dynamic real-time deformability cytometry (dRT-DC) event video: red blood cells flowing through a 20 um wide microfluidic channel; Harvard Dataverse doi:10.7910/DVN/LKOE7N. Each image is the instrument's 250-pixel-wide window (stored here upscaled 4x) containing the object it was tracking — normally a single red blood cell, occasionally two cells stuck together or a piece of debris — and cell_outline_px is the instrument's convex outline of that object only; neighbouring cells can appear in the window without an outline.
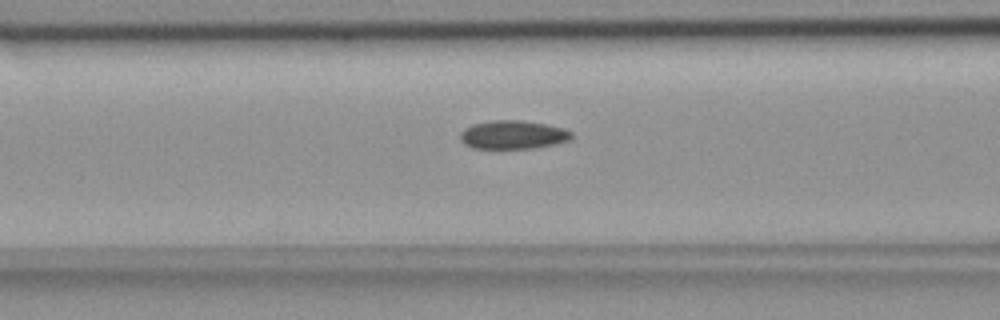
{"species": "common noctule bat (a hibernating species)", "species_latin": "Nyctalus noctula", "temperature_condition": "room temperature", "stored_images_in_passage": 45, "camera_frame_rate_fps": 3000, "um_per_image_px": 0.085, "animal": {"sex": "female", "body_mass_g": 18.4}, "frame": {"image": 1, "passage_image": 12, "time_ms": 3.667, "image_size_px": [1000, 320], "cell_outline_px": [[572, 136], [568, 140], [556, 144], [532, 148], [472, 148], [464, 144], [460, 140], [460, 132], [464, 128], [472, 124], [492, 120], [520, 120], [544, 124], [564, 128], [572, 132]], "centroid_in_image_um": [43.57, 11.45], "position_along_channel_um": 123.0, "area_um2": 18.5}}
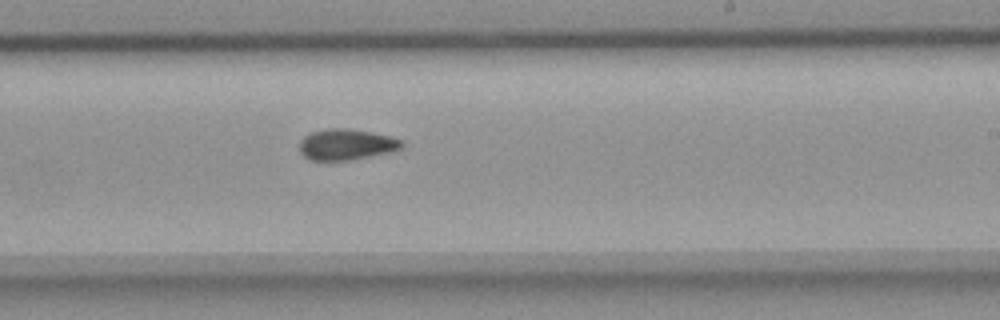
{"frame": {"image": 2, "passage_image": 23, "time_ms": 7.333, "image_size_px": [1000, 320], "cell_outline_px": [[404, 148], [392, 152], [348, 160], [308, 160], [300, 152], [300, 140], [304, 136], [312, 132], [332, 128], [344, 128], [372, 132], [404, 140]], "centroid_in_image_um": [29.47, 12.29], "position_along_channel_um": 259.5, "area_um2": 18.5}}
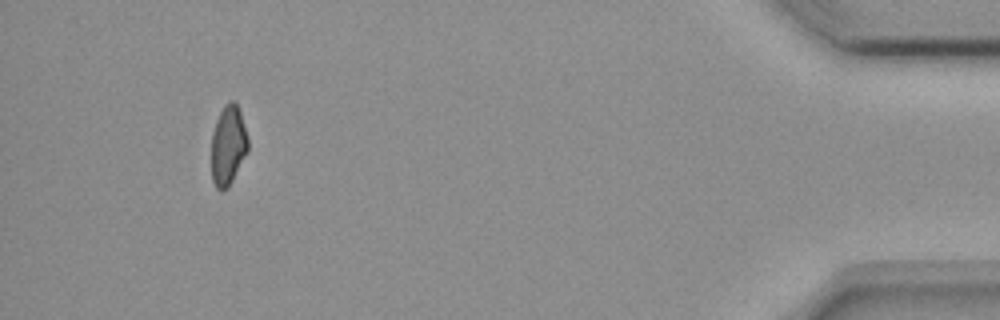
{"frame": {"image": 3, "passage_image": 41, "time_ms": 13.333, "image_size_px": [1000, 320], "cell_outline_px": [[248, 152], [228, 188], [220, 192], [216, 188], [212, 180], [212, 132], [216, 120], [224, 104], [228, 100], [232, 100], [236, 104], [240, 112], [248, 136]], "centroid_in_image_um": [19.39, 12.37], "position_along_channel_um": 415.8, "area_um2": 17.17}, "authors_computed_cell_mechanics": {"area_um2": 18.2648, "velocity_mm_per_s": 3.7382, "shape_relaxation_time_tau1_ms": null, "shape_relaxation_time_tau2_ms": 5.8368, "deformation_change_tau1": null, "deformation_change_tau2": 0.1075}}